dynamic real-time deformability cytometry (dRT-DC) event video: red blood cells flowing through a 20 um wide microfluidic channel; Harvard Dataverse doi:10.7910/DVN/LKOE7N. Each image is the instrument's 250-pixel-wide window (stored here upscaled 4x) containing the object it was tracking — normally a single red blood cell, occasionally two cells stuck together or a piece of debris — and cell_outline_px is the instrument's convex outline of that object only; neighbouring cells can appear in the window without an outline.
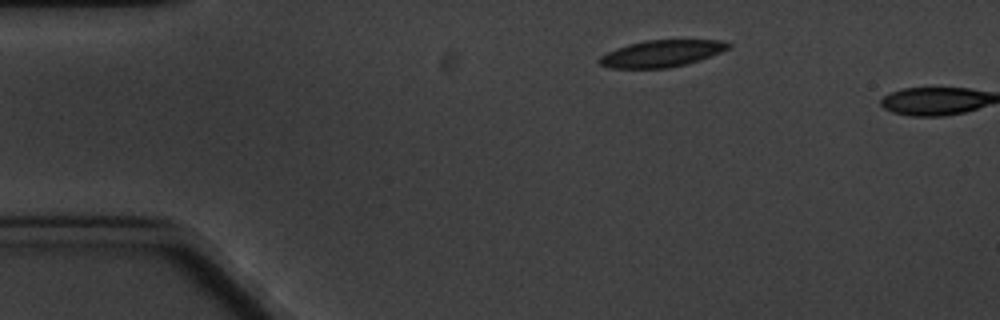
{"species": "common noctule bat (a hibernating species)", "species_latin": "Nyctalus noctula", "temperature_condition": "cold", "stored_images_in_passage": 2, "camera_frame_rate_fps": 3000, "um_per_image_px": 0.085, "animal": {"sex": "male", "body_mass_g": 20.1, "forearm_length_mm": 53.5}, "frame": {"image": 1, "passage_image": 1, "time_ms": 0.0, "image_size_px": [1000, 320], "cell_outline_px": [[732, 44], [728, 48], [720, 52], [700, 60], [668, 68], [612, 68], [600, 64], [596, 60], [600, 56], [616, 48], [628, 44], [644, 40], [724, 40]], "centroid_in_image_um": [56.22, 4.54], "position_along_channel_um": 28.8, "area_um2": 20.06}}